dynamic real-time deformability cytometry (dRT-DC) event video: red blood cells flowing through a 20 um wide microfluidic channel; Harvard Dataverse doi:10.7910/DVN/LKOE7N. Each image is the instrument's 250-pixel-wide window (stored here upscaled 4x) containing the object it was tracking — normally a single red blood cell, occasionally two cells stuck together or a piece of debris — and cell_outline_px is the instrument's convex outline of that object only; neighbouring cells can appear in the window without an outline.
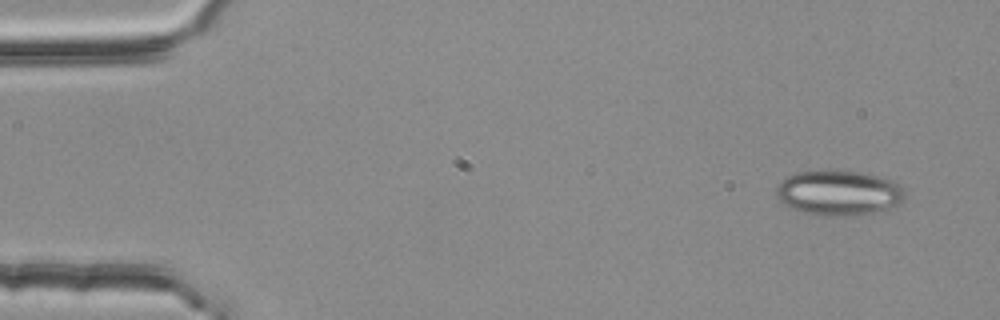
{"species": "common noctule bat (a hibernating species)", "species_latin": "Nyctalus noctula", "temperature_condition": "room temperature", "stored_images_in_passage": 3, "camera_frame_rate_fps": 3000, "um_per_image_px": 0.085, "animal": {"sex": "female", "body_mass_g": 25.1}, "frame": {"image": 1, "passage_image": 1, "time_ms": 0.0, "image_size_px": [1000, 320], "cell_outline_px": [[904, 200], [900, 204], [884, 212], [804, 212], [788, 208], [780, 200], [776, 192], [776, 188], [780, 180], [796, 172], [860, 172], [892, 180], [904, 188]], "centroid_in_image_um": [71.32, 16.36], "position_along_channel_um": 13.7, "area_um2": 32.31}}